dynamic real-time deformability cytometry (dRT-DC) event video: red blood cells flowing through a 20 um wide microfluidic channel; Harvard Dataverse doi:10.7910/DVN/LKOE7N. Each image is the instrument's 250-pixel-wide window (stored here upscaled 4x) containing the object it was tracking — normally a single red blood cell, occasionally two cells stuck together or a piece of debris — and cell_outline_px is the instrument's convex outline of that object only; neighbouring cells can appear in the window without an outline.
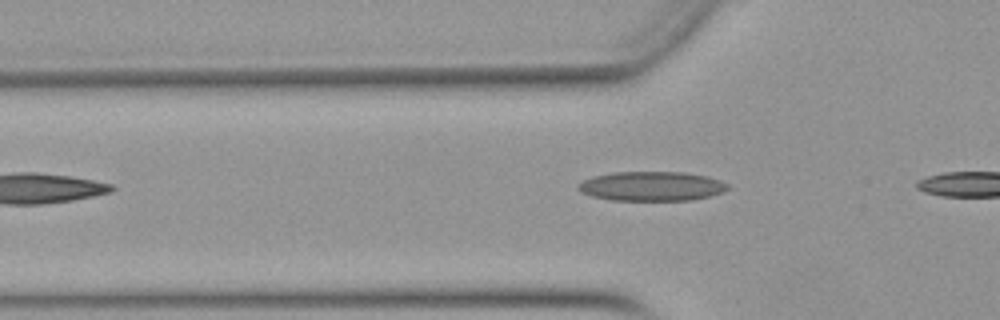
{"species": "Egyptian fruit bat (a non-hibernating species)", "species_latin": "Rousettus aegyptiacus", "temperature_condition": "warm", "stored_images_in_passage": 11, "camera_frame_rate_fps": 3000, "um_per_image_px": 0.085, "animal": {"sex": "female"}, "frame": {"image": 1, "passage_image": 5, "time_ms": 1.333, "image_size_px": [1000, 320], "cell_outline_px": [[728, 188], [724, 192], [692, 200], [612, 200], [592, 196], [580, 192], [576, 188], [576, 184], [592, 176], [612, 172], [684, 172], [708, 176], [720, 180], [728, 184]], "centroid_in_image_um": [55.36, 15.82], "position_along_channel_um": 70.4, "area_um2": 25.78}}
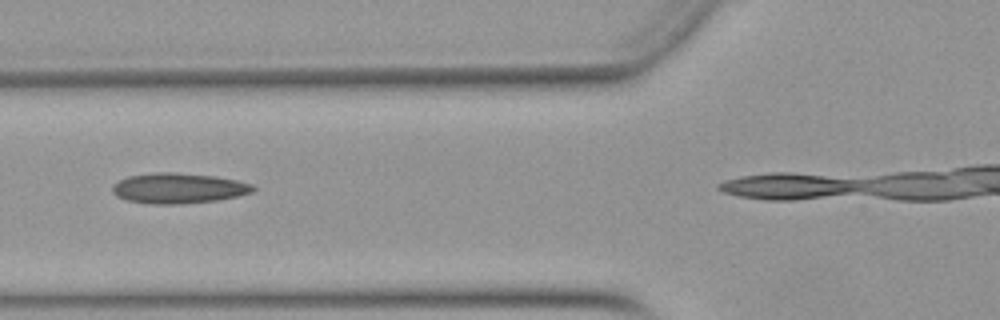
{"frame": {"image": 2, "passage_image": 8, "time_ms": 2.333, "image_size_px": [1000, 320], "cell_outline_px": [[256, 188], [252, 192], [236, 196], [216, 200], [180, 204], [152, 204], [128, 200], [116, 196], [112, 192], [112, 184], [128, 176], [156, 172], [172, 172], [216, 176], [236, 180], [252, 184]], "centroid_in_image_um": [15.15, 15.99], "position_along_channel_um": 110.7, "area_um2": 24.8}}